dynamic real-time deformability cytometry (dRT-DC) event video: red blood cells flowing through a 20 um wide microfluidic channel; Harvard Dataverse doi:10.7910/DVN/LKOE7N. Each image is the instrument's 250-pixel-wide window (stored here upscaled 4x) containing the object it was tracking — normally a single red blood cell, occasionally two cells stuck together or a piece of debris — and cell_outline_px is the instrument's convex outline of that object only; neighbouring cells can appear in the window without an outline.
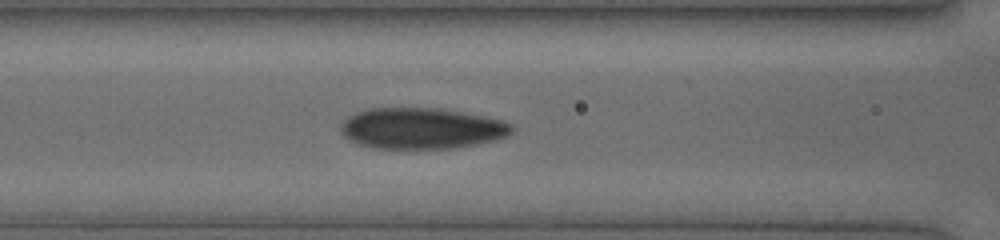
{"species": "human", "species_latin": "Homo sapiens", "temperature_condition": "cold", "stored_images_in_passage": 15, "camera_frame_rate_fps": 3000, "um_per_image_px": 0.085, "donor": {"sex": "female"}, "frame": {"image": 1, "passage_image": 15, "time_ms": 6.333, "image_size_px": [1000, 240], "cell_outline_px": [[512, 128], [508, 136], [496, 140], [456, 148], [372, 148], [356, 144], [348, 140], [340, 132], [340, 124], [348, 116], [356, 112], [368, 108], [432, 108], [460, 112], [500, 120], [512, 124]], "centroid_in_image_um": [35.76, 10.92], "position_along_channel_um": 130.8, "area_um2": 40.81}}